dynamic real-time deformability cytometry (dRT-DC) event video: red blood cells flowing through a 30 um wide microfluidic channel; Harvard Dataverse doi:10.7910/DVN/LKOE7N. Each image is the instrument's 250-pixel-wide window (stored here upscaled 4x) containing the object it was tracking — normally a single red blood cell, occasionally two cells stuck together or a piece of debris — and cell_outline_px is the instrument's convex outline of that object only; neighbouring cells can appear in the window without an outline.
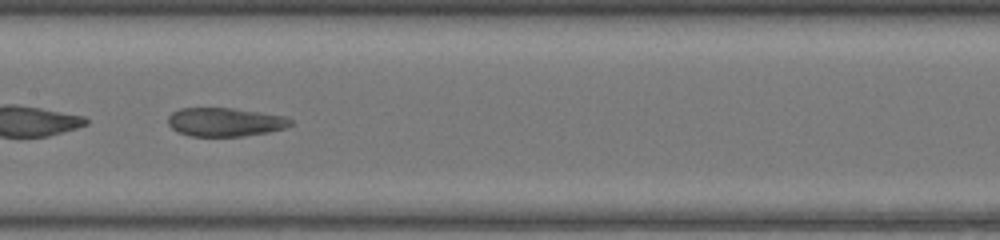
{"species": "common noctule bat (a hibernating species)", "species_latin": "Nyctalus noctula", "temperature_condition": "warm", "stored_images_in_passage": 43, "camera_frame_rate_fps": 3000, "um_per_image_px": 0.085, "animal": {"sex": "female", "body_mass_g": 17.0, "forearm_length_mm": 48.0}, "frame": {"image": 1, "passage_image": 25, "time_ms": 8.0, "image_size_px": [1000, 240], "cell_outline_px": [[292, 124], [284, 128], [268, 132], [244, 136], [192, 136], [176, 132], [168, 124], [168, 116], [172, 112], [180, 108], [232, 108], [260, 112], [284, 116], [292, 120]], "centroid_in_image_um": [19.1, 10.37], "position_along_channel_um": 188.3, "area_um2": 20.46}}
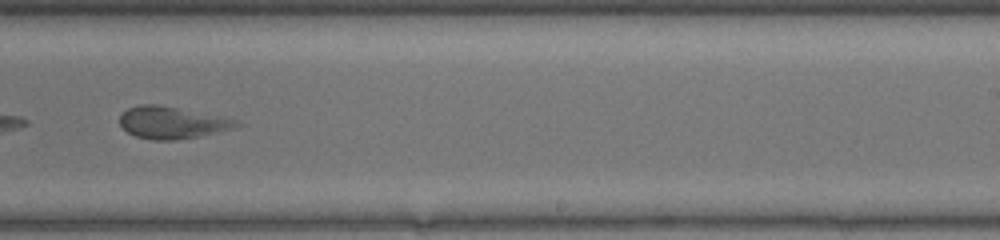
{"frame": {"image": 2, "passage_image": 31, "time_ms": 10.0, "image_size_px": [1000, 240], "cell_outline_px": [[244, 124], [236, 128], [200, 136], [176, 140], [152, 140], [136, 136], [128, 132], [120, 124], [120, 116], [128, 108], [140, 104], [156, 104], [220, 116], [236, 120]], "centroid_in_image_um": [14.65, 10.43], "position_along_channel_um": 274.4, "area_um2": 21.68}}
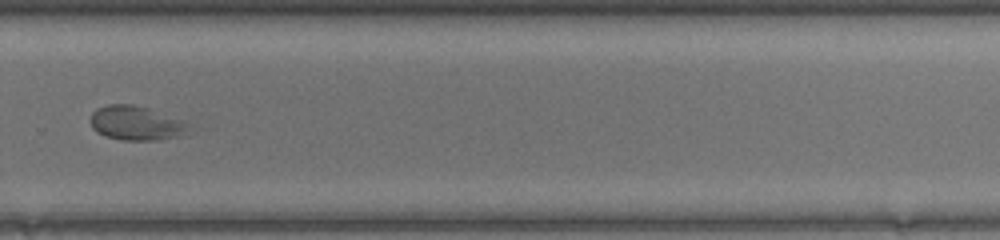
{"frame": {"image": 3, "passage_image": 34, "time_ms": 11.0, "image_size_px": [1000, 240], "cell_outline_px": [[188, 128], [184, 132], [176, 136], [160, 140], [120, 140], [104, 136], [96, 132], [92, 128], [88, 120], [92, 112], [96, 108], [108, 104], [132, 104], [148, 108], [184, 120], [188, 124]], "centroid_in_image_um": [11.48, 10.46], "position_along_channel_um": 318.3, "area_um2": 19.77}}